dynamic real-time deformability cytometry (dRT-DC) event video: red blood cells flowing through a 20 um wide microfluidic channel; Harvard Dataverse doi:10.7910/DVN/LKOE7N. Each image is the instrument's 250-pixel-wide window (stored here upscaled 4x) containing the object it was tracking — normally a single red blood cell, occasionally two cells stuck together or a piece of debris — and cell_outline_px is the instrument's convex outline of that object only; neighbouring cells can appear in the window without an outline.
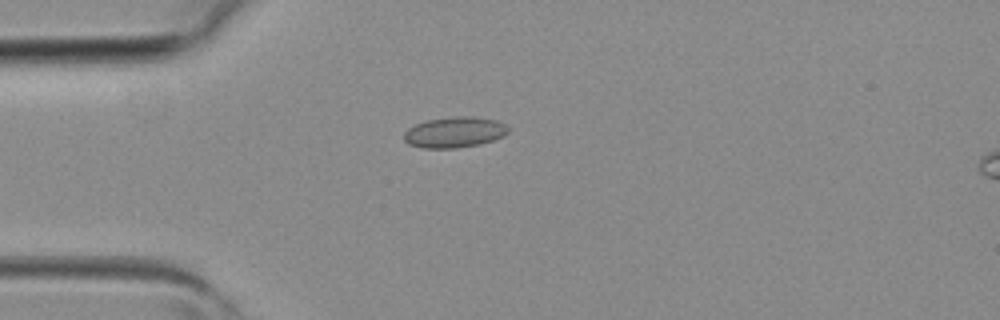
{"species": "common noctule bat (a hibernating species)", "species_latin": "Nyctalus noctula", "temperature_condition": "room temperature", "stored_images_in_passage": 3, "camera_frame_rate_fps": 3000, "um_per_image_px": 0.085, "animal": {"sex": "female", "body_mass_g": 19.3, "forearm_length_mm": 54.1}, "frame": {"image": 1, "passage_image": 2, "time_ms": 0.333, "image_size_px": [1000, 320], "cell_outline_px": [[508, 132], [504, 136], [480, 144], [456, 148], [424, 148], [408, 144], [404, 140], [404, 132], [408, 128], [416, 124], [428, 120], [456, 116], [472, 116], [496, 120], [504, 124], [508, 128]], "centroid_in_image_um": [38.63, 11.24], "position_along_channel_um": 46.4, "area_um2": 18.61}}